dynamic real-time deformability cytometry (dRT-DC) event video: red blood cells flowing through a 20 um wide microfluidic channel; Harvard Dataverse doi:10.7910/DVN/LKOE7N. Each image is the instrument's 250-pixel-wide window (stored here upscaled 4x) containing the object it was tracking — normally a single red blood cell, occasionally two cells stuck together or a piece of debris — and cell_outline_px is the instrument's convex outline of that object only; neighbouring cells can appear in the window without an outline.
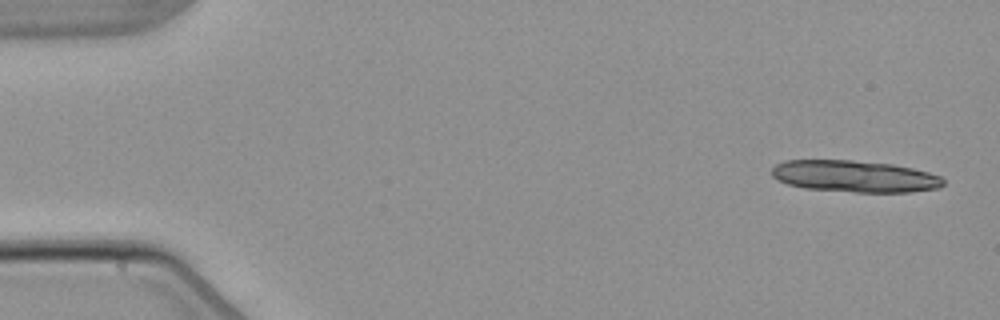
{"species": "common noctule bat (a hibernating species)", "species_latin": "Nyctalus noctula", "temperature_condition": "warm", "stored_images_in_passage": 5, "camera_frame_rate_fps": 3000, "um_per_image_px": 0.085, "animal": {"sex": "male", "body_mass_g": 21.5, "forearm_length_mm": 52.0}, "frame": {"image": 1, "passage_image": 1, "time_ms": 0.0, "image_size_px": [1000, 320], "cell_outline_px": [[944, 184], [940, 188], [912, 192], [856, 192], [804, 188], [788, 184], [772, 176], [772, 168], [776, 164], [784, 160], [852, 160], [892, 164], [912, 168], [928, 172], [940, 176], [944, 180]], "centroid_in_image_um": [72.66, 14.98], "position_along_channel_um": 12.3, "area_um2": 31.73}}
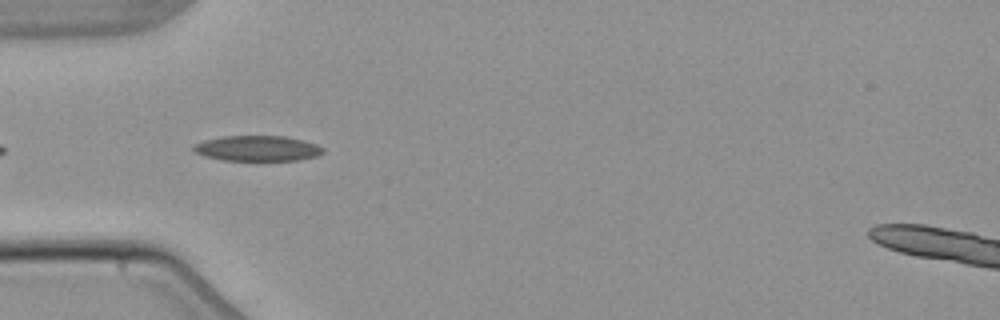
{"frame": {"image": 2, "passage_image": 5, "time_ms": 5.0, "image_size_px": [1000, 320], "cell_outline_px": [[324, 152], [316, 156], [296, 160], [220, 160], [204, 156], [196, 152], [192, 148], [196, 144], [204, 140], [224, 136], [284, 136], [316, 144], [324, 148]], "centroid_in_image_um": [21.87, 12.61], "position_along_channel_um": 63.1, "area_um2": 18.96}}